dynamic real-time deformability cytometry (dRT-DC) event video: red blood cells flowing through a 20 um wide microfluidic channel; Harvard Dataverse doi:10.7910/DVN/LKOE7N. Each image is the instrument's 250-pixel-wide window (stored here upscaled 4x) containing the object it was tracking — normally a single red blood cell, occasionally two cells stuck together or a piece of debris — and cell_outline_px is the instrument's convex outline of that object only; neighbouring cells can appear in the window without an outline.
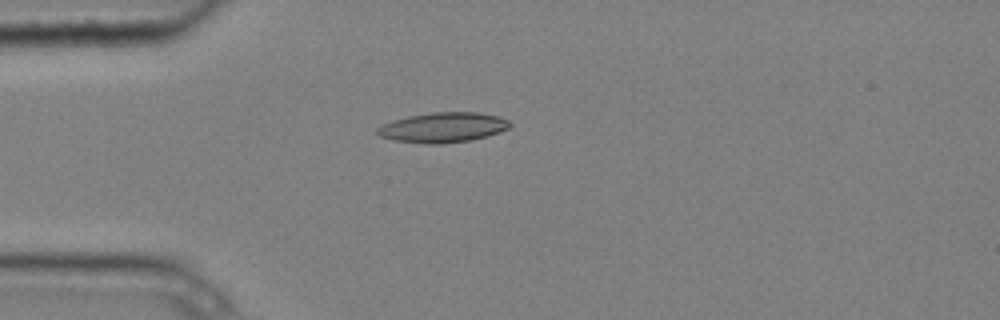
{"species": "common noctule bat (a hibernating species)", "species_latin": "Nyctalus noctula", "temperature_condition": "cold", "stored_images_in_passage": 3, "camera_frame_rate_fps": 3000, "um_per_image_px": 0.085, "animal": {"sex": "male", "body_mass_g": 20.4}, "frame": {"image": 1, "passage_image": 2, "time_ms": 0.333, "image_size_px": [1000, 320], "cell_outline_px": [[512, 124], [508, 128], [500, 132], [488, 136], [468, 140], [444, 144], [428, 144], [392, 140], [380, 136], [376, 132], [376, 128], [392, 120], [408, 116], [432, 112], [476, 112], [500, 116], [508, 120]], "centroid_in_image_um": [37.65, 10.83], "position_along_channel_um": 47.3, "area_um2": 23.29}}